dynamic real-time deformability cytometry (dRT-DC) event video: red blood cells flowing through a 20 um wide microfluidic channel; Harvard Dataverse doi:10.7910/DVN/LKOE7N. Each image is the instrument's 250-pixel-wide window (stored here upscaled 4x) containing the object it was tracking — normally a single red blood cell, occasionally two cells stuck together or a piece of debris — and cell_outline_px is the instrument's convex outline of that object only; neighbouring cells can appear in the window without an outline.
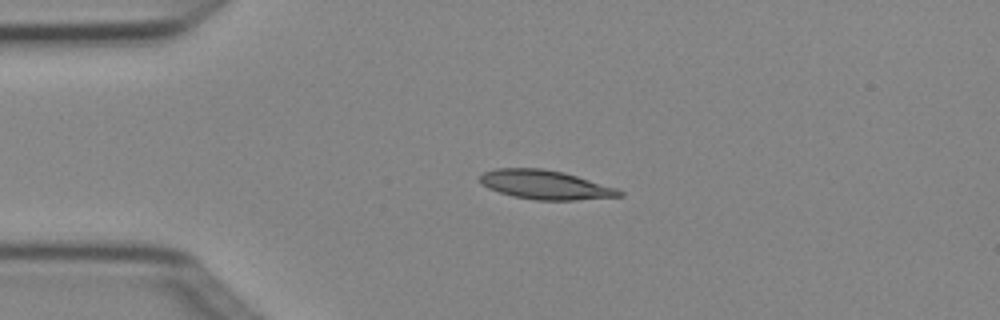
{"species": "Egyptian fruit bat (a non-hibernating species)", "species_latin": "Rousettus aegyptiacus", "temperature_condition": "cold", "stored_images_in_passage": 3, "camera_frame_rate_fps": 3000, "um_per_image_px": 0.085, "animal": {"sex": "female"}, "frame": {"image": 1, "passage_image": 2, "time_ms": 0.333, "image_size_px": [1000, 320], "cell_outline_px": [[624, 196], [576, 200], [536, 200], [512, 196], [488, 188], [480, 184], [480, 176], [484, 172], [496, 168], [540, 168], [564, 172], [616, 188], [624, 192]], "centroid_in_image_um": [46.34, 15.71], "position_along_channel_um": 38.7, "area_um2": 23.58}}